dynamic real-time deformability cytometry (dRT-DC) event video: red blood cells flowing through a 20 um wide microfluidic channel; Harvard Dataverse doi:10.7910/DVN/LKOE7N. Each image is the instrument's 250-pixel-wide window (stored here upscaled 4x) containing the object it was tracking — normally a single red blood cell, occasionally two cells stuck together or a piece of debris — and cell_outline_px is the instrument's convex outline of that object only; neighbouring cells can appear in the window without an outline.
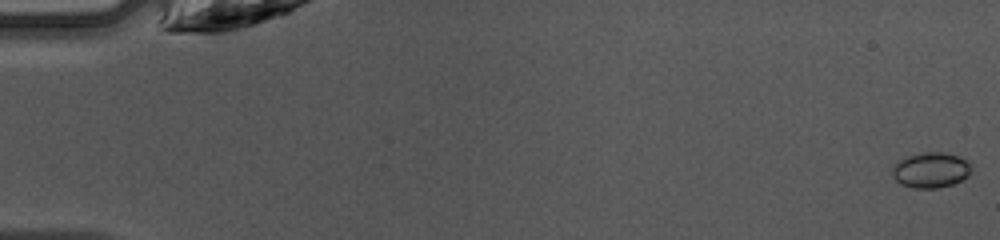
{"species": "common noctule bat (a hibernating species)", "species_latin": "Nyctalus noctula", "temperature_condition": "warm", "stored_images_in_passage": 18, "camera_frame_rate_fps": 3000, "um_per_image_px": 0.085, "animal": {"sex": "female", "body_mass_g": 10.0, "forearm_length_mm": 53.1}, "frame": {"image": 1, "passage_image": 1, "time_ms": 0.0, "image_size_px": [1000, 240], "cell_outline_px": [[972, 168], [968, 176], [952, 184], [936, 188], [912, 188], [900, 184], [892, 176], [892, 168], [900, 160], [908, 156], [924, 152], [944, 152], [956, 156], [972, 164]], "centroid_in_image_um": [79.11, 14.46], "position_along_channel_um": 5.9, "area_um2": 16.18}}
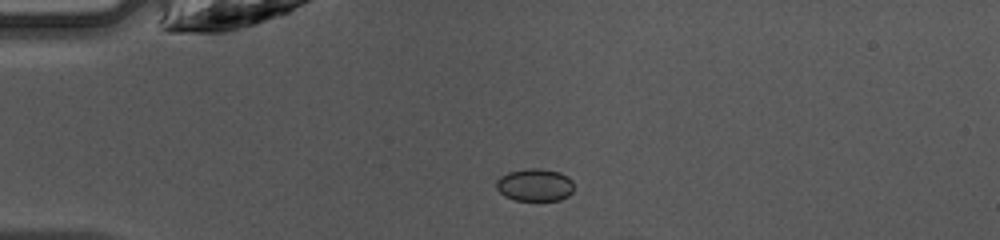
{"frame": {"image": 2, "passage_image": 12, "time_ms": 3.667, "image_size_px": [1000, 240], "cell_outline_px": [[572, 192], [568, 196], [560, 200], [516, 200], [504, 196], [496, 188], [496, 180], [500, 176], [508, 172], [528, 168], [540, 168], [560, 172], [568, 176], [572, 180]], "centroid_in_image_um": [45.45, 15.71], "position_along_channel_um": 39.5, "area_um2": 14.8}}